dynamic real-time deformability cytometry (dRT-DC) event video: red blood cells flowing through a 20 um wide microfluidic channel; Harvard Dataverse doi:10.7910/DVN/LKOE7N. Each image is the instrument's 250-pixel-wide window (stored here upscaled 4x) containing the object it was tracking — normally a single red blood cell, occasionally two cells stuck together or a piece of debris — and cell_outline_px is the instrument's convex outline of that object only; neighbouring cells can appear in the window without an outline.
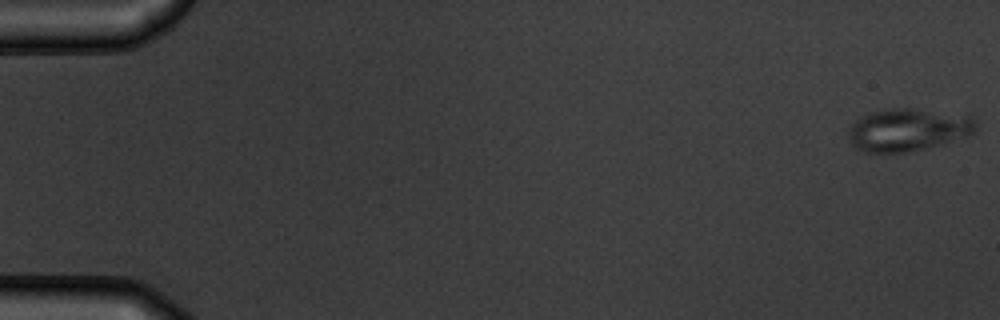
{"species": "common noctule bat (a hibernating species)", "species_latin": "Nyctalus noctula", "temperature_condition": "warm", "stored_images_in_passage": 54, "camera_frame_rate_fps": 3000, "um_per_image_px": 0.085, "animal": {"sex": "male", "body_mass_g": 19.5, "forearm_length_mm": 54.6}, "frame": {"image": 1, "passage_image": 1, "time_ms": 0.0, "image_size_px": [1000, 320], "cell_outline_px": [[976, 132], [968, 136], [944, 144], [904, 152], [864, 152], [856, 148], [848, 136], [848, 128], [856, 120], [872, 112], [892, 108], [912, 108], [968, 112], [972, 116], [976, 124]], "centroid_in_image_um": [77.29, 11.0], "position_along_channel_um": 7.7, "area_um2": 32.25}}
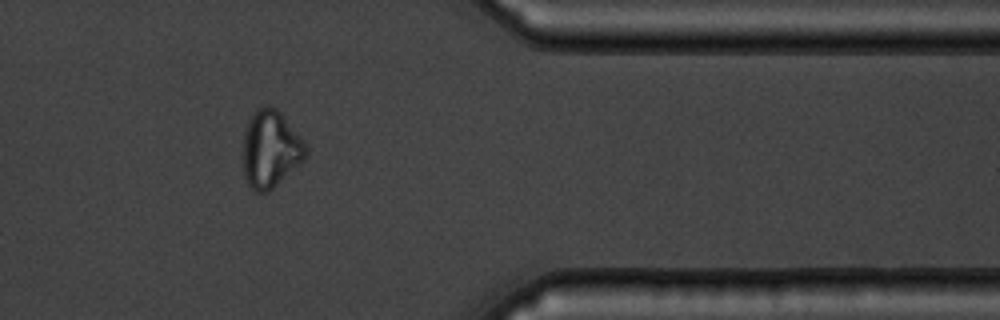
{"frame": {"image": 2, "passage_image": 45, "time_ms": 14.667, "image_size_px": [1000, 320], "cell_outline_px": [[308, 152], [304, 160], [300, 164], [268, 192], [256, 192], [244, 180], [244, 132], [248, 120], [256, 108], [264, 104], [268, 104], [276, 108], [280, 112], [304, 140], [308, 148]], "centroid_in_image_um": [23.0, 12.65], "position_along_channel_um": 388.4, "area_um2": 28.44}}
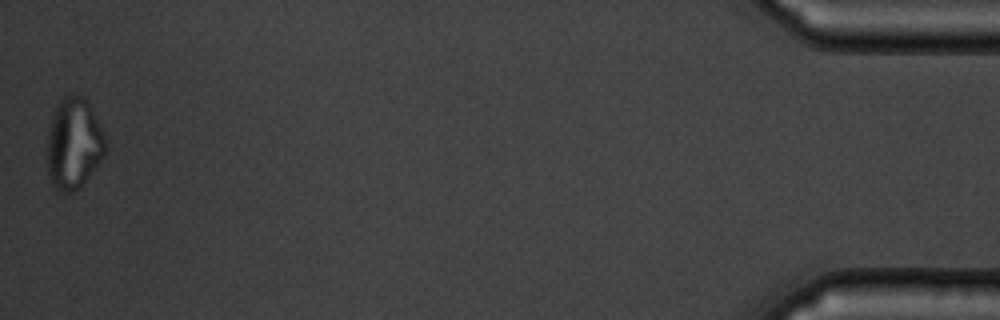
{"frame": {"image": 3, "passage_image": 54, "time_ms": 17.667, "image_size_px": [1000, 320], "cell_outline_px": [[108, 148], [104, 156], [80, 188], [72, 192], [64, 192], [56, 188], [52, 184], [48, 172], [48, 132], [52, 116], [56, 104], [60, 96], [84, 96], [88, 100], [100, 124], [108, 144]], "centroid_in_image_um": [6.3, 12.17], "position_along_channel_um": 428.9, "area_um2": 31.21}}